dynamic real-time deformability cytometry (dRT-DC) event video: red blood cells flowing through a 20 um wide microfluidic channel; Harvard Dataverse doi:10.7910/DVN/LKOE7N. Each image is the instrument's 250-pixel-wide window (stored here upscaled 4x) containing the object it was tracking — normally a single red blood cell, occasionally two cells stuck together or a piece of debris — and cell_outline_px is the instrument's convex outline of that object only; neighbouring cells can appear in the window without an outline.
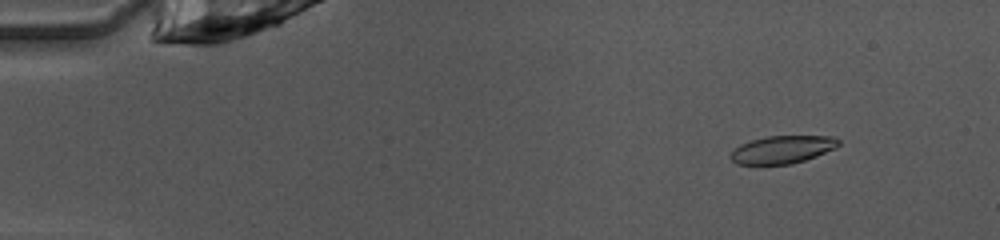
{"species": "common noctule bat (a hibernating species)", "species_latin": "Nyctalus noctula", "temperature_condition": "warm", "stored_images_in_passage": 50, "camera_frame_rate_fps": 3000, "um_per_image_px": 0.085, "animal": {"sex": "female", "body_mass_g": 10.0, "forearm_length_mm": 53.1}, "frame": {"image": 1, "passage_image": 6, "time_ms": 1.667, "image_size_px": [1000, 240], "cell_outline_px": [[840, 144], [836, 148], [816, 156], [792, 164], [736, 164], [732, 160], [732, 152], [740, 144], [752, 140], [768, 136], [832, 136], [840, 140]], "centroid_in_image_um": [66.55, 12.7], "position_along_channel_um": 18.5, "area_um2": 17.28}}
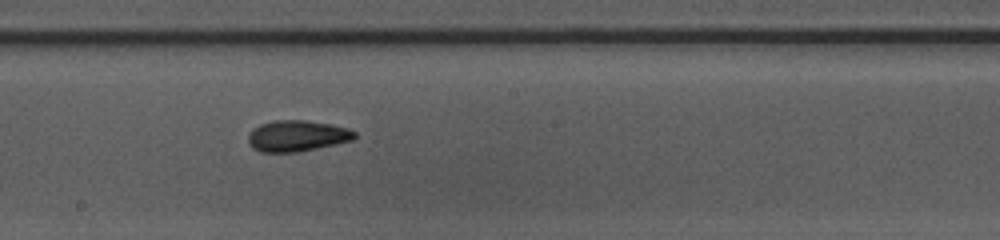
{"frame": {"image": 2, "passage_image": 28, "time_ms": 9.0, "image_size_px": [1000, 240], "cell_outline_px": [[356, 136], [352, 140], [300, 152], [260, 152], [252, 148], [248, 144], [248, 136], [252, 128], [260, 124], [272, 120], [304, 120], [332, 124], [348, 128], [356, 132]], "centroid_in_image_um": [25.22, 11.55], "position_along_channel_um": 223.0, "area_um2": 19.48}}
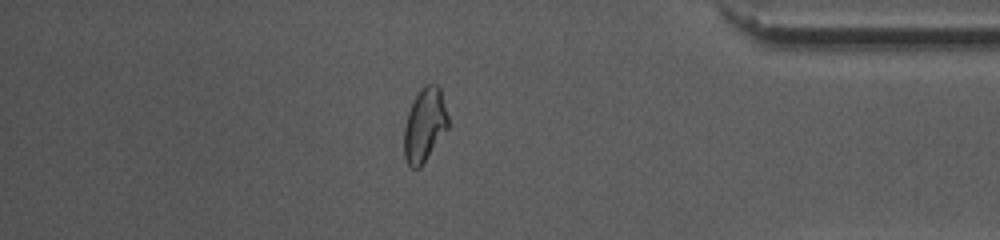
{"frame": {"image": 3, "passage_image": 43, "time_ms": 14.0, "image_size_px": [1000, 240], "cell_outline_px": [[448, 128], [420, 168], [412, 168], [408, 164], [404, 156], [404, 128], [408, 112], [420, 88], [424, 84], [436, 84], [440, 88], [448, 116]], "centroid_in_image_um": [36.09, 10.62], "position_along_channel_um": 399.1, "area_um2": 18.79}, "authors_computed_cell_mechanics": {"area_um2": 18.8428, "velocity_mm_per_s": 4.0432, "shape_relaxation_time_tau1_ms": null, "shape_relaxation_time_tau2_ms": 2.1134, "deformation_change_tau1": null, "deformation_change_tau2": 0.0738}}